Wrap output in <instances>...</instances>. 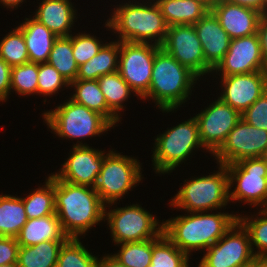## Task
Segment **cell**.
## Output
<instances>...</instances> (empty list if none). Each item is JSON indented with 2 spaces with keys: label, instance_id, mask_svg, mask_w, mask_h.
I'll list each match as a JSON object with an SVG mask.
<instances>
[{
  "label": "cell",
  "instance_id": "obj_48",
  "mask_svg": "<svg viewBox=\"0 0 267 267\" xmlns=\"http://www.w3.org/2000/svg\"><path fill=\"white\" fill-rule=\"evenodd\" d=\"M201 2L203 5H205L209 10L213 8V6L219 1V0H197Z\"/></svg>",
  "mask_w": 267,
  "mask_h": 267
},
{
  "label": "cell",
  "instance_id": "obj_9",
  "mask_svg": "<svg viewBox=\"0 0 267 267\" xmlns=\"http://www.w3.org/2000/svg\"><path fill=\"white\" fill-rule=\"evenodd\" d=\"M229 182V201L261 205L267 209V164L261 157L245 158L226 165ZM236 182L233 191L231 185Z\"/></svg>",
  "mask_w": 267,
  "mask_h": 267
},
{
  "label": "cell",
  "instance_id": "obj_49",
  "mask_svg": "<svg viewBox=\"0 0 267 267\" xmlns=\"http://www.w3.org/2000/svg\"><path fill=\"white\" fill-rule=\"evenodd\" d=\"M0 267H18L17 263L2 264Z\"/></svg>",
  "mask_w": 267,
  "mask_h": 267
},
{
  "label": "cell",
  "instance_id": "obj_38",
  "mask_svg": "<svg viewBox=\"0 0 267 267\" xmlns=\"http://www.w3.org/2000/svg\"><path fill=\"white\" fill-rule=\"evenodd\" d=\"M72 53L78 66L95 56L104 44L90 34H71Z\"/></svg>",
  "mask_w": 267,
  "mask_h": 267
},
{
  "label": "cell",
  "instance_id": "obj_12",
  "mask_svg": "<svg viewBox=\"0 0 267 267\" xmlns=\"http://www.w3.org/2000/svg\"><path fill=\"white\" fill-rule=\"evenodd\" d=\"M206 251L198 267H245L257 257L247 230L238 220Z\"/></svg>",
  "mask_w": 267,
  "mask_h": 267
},
{
  "label": "cell",
  "instance_id": "obj_31",
  "mask_svg": "<svg viewBox=\"0 0 267 267\" xmlns=\"http://www.w3.org/2000/svg\"><path fill=\"white\" fill-rule=\"evenodd\" d=\"M189 256L163 233L152 239V258L149 267H189Z\"/></svg>",
  "mask_w": 267,
  "mask_h": 267
},
{
  "label": "cell",
  "instance_id": "obj_15",
  "mask_svg": "<svg viewBox=\"0 0 267 267\" xmlns=\"http://www.w3.org/2000/svg\"><path fill=\"white\" fill-rule=\"evenodd\" d=\"M202 148L214 154L225 142L229 132L242 119L241 113L220 98L195 116Z\"/></svg>",
  "mask_w": 267,
  "mask_h": 267
},
{
  "label": "cell",
  "instance_id": "obj_14",
  "mask_svg": "<svg viewBox=\"0 0 267 267\" xmlns=\"http://www.w3.org/2000/svg\"><path fill=\"white\" fill-rule=\"evenodd\" d=\"M266 148L267 131L241 119L213 155L219 164L229 165L245 158L261 157Z\"/></svg>",
  "mask_w": 267,
  "mask_h": 267
},
{
  "label": "cell",
  "instance_id": "obj_47",
  "mask_svg": "<svg viewBox=\"0 0 267 267\" xmlns=\"http://www.w3.org/2000/svg\"><path fill=\"white\" fill-rule=\"evenodd\" d=\"M23 0H0V3L7 6V8H14L18 7L19 4H21Z\"/></svg>",
  "mask_w": 267,
  "mask_h": 267
},
{
  "label": "cell",
  "instance_id": "obj_10",
  "mask_svg": "<svg viewBox=\"0 0 267 267\" xmlns=\"http://www.w3.org/2000/svg\"><path fill=\"white\" fill-rule=\"evenodd\" d=\"M106 211L116 245L154 239L163 233V224L159 225L156 218L138 204Z\"/></svg>",
  "mask_w": 267,
  "mask_h": 267
},
{
  "label": "cell",
  "instance_id": "obj_8",
  "mask_svg": "<svg viewBox=\"0 0 267 267\" xmlns=\"http://www.w3.org/2000/svg\"><path fill=\"white\" fill-rule=\"evenodd\" d=\"M140 169L137 159L110 150L104 155L94 189L104 203L111 205L141 181Z\"/></svg>",
  "mask_w": 267,
  "mask_h": 267
},
{
  "label": "cell",
  "instance_id": "obj_24",
  "mask_svg": "<svg viewBox=\"0 0 267 267\" xmlns=\"http://www.w3.org/2000/svg\"><path fill=\"white\" fill-rule=\"evenodd\" d=\"M168 26L194 25L209 9L197 0H156Z\"/></svg>",
  "mask_w": 267,
  "mask_h": 267
},
{
  "label": "cell",
  "instance_id": "obj_33",
  "mask_svg": "<svg viewBox=\"0 0 267 267\" xmlns=\"http://www.w3.org/2000/svg\"><path fill=\"white\" fill-rule=\"evenodd\" d=\"M98 259L83 246L79 238H69L60 249L57 263L61 267H98Z\"/></svg>",
  "mask_w": 267,
  "mask_h": 267
},
{
  "label": "cell",
  "instance_id": "obj_2",
  "mask_svg": "<svg viewBox=\"0 0 267 267\" xmlns=\"http://www.w3.org/2000/svg\"><path fill=\"white\" fill-rule=\"evenodd\" d=\"M237 220L234 214L190 212L162 222L163 234L189 256L193 250H206L215 244Z\"/></svg>",
  "mask_w": 267,
  "mask_h": 267
},
{
  "label": "cell",
  "instance_id": "obj_5",
  "mask_svg": "<svg viewBox=\"0 0 267 267\" xmlns=\"http://www.w3.org/2000/svg\"><path fill=\"white\" fill-rule=\"evenodd\" d=\"M219 170L212 175L192 178L172 199L170 205L190 212H207L220 209L229 202V182L226 165L218 164Z\"/></svg>",
  "mask_w": 267,
  "mask_h": 267
},
{
  "label": "cell",
  "instance_id": "obj_29",
  "mask_svg": "<svg viewBox=\"0 0 267 267\" xmlns=\"http://www.w3.org/2000/svg\"><path fill=\"white\" fill-rule=\"evenodd\" d=\"M47 179L44 187L22 198L28 219L56 215L54 174Z\"/></svg>",
  "mask_w": 267,
  "mask_h": 267
},
{
  "label": "cell",
  "instance_id": "obj_18",
  "mask_svg": "<svg viewBox=\"0 0 267 267\" xmlns=\"http://www.w3.org/2000/svg\"><path fill=\"white\" fill-rule=\"evenodd\" d=\"M104 155L101 150L90 148L81 142L80 144L76 143L70 157L63 164L62 170L55 175L67 183L94 188Z\"/></svg>",
  "mask_w": 267,
  "mask_h": 267
},
{
  "label": "cell",
  "instance_id": "obj_19",
  "mask_svg": "<svg viewBox=\"0 0 267 267\" xmlns=\"http://www.w3.org/2000/svg\"><path fill=\"white\" fill-rule=\"evenodd\" d=\"M221 27L232 39L251 36L258 31L261 12L246 6L219 0L211 9Z\"/></svg>",
  "mask_w": 267,
  "mask_h": 267
},
{
  "label": "cell",
  "instance_id": "obj_50",
  "mask_svg": "<svg viewBox=\"0 0 267 267\" xmlns=\"http://www.w3.org/2000/svg\"><path fill=\"white\" fill-rule=\"evenodd\" d=\"M261 158L264 160V162L267 164V148L265 149L263 155L261 156Z\"/></svg>",
  "mask_w": 267,
  "mask_h": 267
},
{
  "label": "cell",
  "instance_id": "obj_45",
  "mask_svg": "<svg viewBox=\"0 0 267 267\" xmlns=\"http://www.w3.org/2000/svg\"><path fill=\"white\" fill-rule=\"evenodd\" d=\"M98 267H125V266L119 263L112 256L107 255V256H104L101 260H99Z\"/></svg>",
  "mask_w": 267,
  "mask_h": 267
},
{
  "label": "cell",
  "instance_id": "obj_1",
  "mask_svg": "<svg viewBox=\"0 0 267 267\" xmlns=\"http://www.w3.org/2000/svg\"><path fill=\"white\" fill-rule=\"evenodd\" d=\"M55 211L68 238L78 239L101 220H105L104 203L93 187L74 185L54 174Z\"/></svg>",
  "mask_w": 267,
  "mask_h": 267
},
{
  "label": "cell",
  "instance_id": "obj_28",
  "mask_svg": "<svg viewBox=\"0 0 267 267\" xmlns=\"http://www.w3.org/2000/svg\"><path fill=\"white\" fill-rule=\"evenodd\" d=\"M27 221L22 198L0 195V236L16 238Z\"/></svg>",
  "mask_w": 267,
  "mask_h": 267
},
{
  "label": "cell",
  "instance_id": "obj_42",
  "mask_svg": "<svg viewBox=\"0 0 267 267\" xmlns=\"http://www.w3.org/2000/svg\"><path fill=\"white\" fill-rule=\"evenodd\" d=\"M11 66L0 58V101L7 100L11 92Z\"/></svg>",
  "mask_w": 267,
  "mask_h": 267
},
{
  "label": "cell",
  "instance_id": "obj_43",
  "mask_svg": "<svg viewBox=\"0 0 267 267\" xmlns=\"http://www.w3.org/2000/svg\"><path fill=\"white\" fill-rule=\"evenodd\" d=\"M257 33L260 39L264 65L267 68V14L261 16Z\"/></svg>",
  "mask_w": 267,
  "mask_h": 267
},
{
  "label": "cell",
  "instance_id": "obj_13",
  "mask_svg": "<svg viewBox=\"0 0 267 267\" xmlns=\"http://www.w3.org/2000/svg\"><path fill=\"white\" fill-rule=\"evenodd\" d=\"M161 48L198 78L213 71V68L205 61L202 44L194 25L169 26Z\"/></svg>",
  "mask_w": 267,
  "mask_h": 267
},
{
  "label": "cell",
  "instance_id": "obj_36",
  "mask_svg": "<svg viewBox=\"0 0 267 267\" xmlns=\"http://www.w3.org/2000/svg\"><path fill=\"white\" fill-rule=\"evenodd\" d=\"M39 64L28 62L11 68V89L20 95L38 93Z\"/></svg>",
  "mask_w": 267,
  "mask_h": 267
},
{
  "label": "cell",
  "instance_id": "obj_25",
  "mask_svg": "<svg viewBox=\"0 0 267 267\" xmlns=\"http://www.w3.org/2000/svg\"><path fill=\"white\" fill-rule=\"evenodd\" d=\"M120 41L104 44L98 53L78 67L77 80H98L102 75L118 71Z\"/></svg>",
  "mask_w": 267,
  "mask_h": 267
},
{
  "label": "cell",
  "instance_id": "obj_40",
  "mask_svg": "<svg viewBox=\"0 0 267 267\" xmlns=\"http://www.w3.org/2000/svg\"><path fill=\"white\" fill-rule=\"evenodd\" d=\"M241 117L246 123L267 131V92L245 110Z\"/></svg>",
  "mask_w": 267,
  "mask_h": 267
},
{
  "label": "cell",
  "instance_id": "obj_51",
  "mask_svg": "<svg viewBox=\"0 0 267 267\" xmlns=\"http://www.w3.org/2000/svg\"><path fill=\"white\" fill-rule=\"evenodd\" d=\"M264 14H267V0H264Z\"/></svg>",
  "mask_w": 267,
  "mask_h": 267
},
{
  "label": "cell",
  "instance_id": "obj_35",
  "mask_svg": "<svg viewBox=\"0 0 267 267\" xmlns=\"http://www.w3.org/2000/svg\"><path fill=\"white\" fill-rule=\"evenodd\" d=\"M0 58L11 67L30 62L23 32L19 27L8 33L0 42Z\"/></svg>",
  "mask_w": 267,
  "mask_h": 267
},
{
  "label": "cell",
  "instance_id": "obj_22",
  "mask_svg": "<svg viewBox=\"0 0 267 267\" xmlns=\"http://www.w3.org/2000/svg\"><path fill=\"white\" fill-rule=\"evenodd\" d=\"M18 27L23 32L29 61L38 64L47 63L53 44L58 37L34 17L26 18V21Z\"/></svg>",
  "mask_w": 267,
  "mask_h": 267
},
{
  "label": "cell",
  "instance_id": "obj_3",
  "mask_svg": "<svg viewBox=\"0 0 267 267\" xmlns=\"http://www.w3.org/2000/svg\"><path fill=\"white\" fill-rule=\"evenodd\" d=\"M198 79L187 67L160 48L155 54L150 87L143 99L152 98L162 111L171 112L186 102L194 87L192 85Z\"/></svg>",
  "mask_w": 267,
  "mask_h": 267
},
{
  "label": "cell",
  "instance_id": "obj_21",
  "mask_svg": "<svg viewBox=\"0 0 267 267\" xmlns=\"http://www.w3.org/2000/svg\"><path fill=\"white\" fill-rule=\"evenodd\" d=\"M73 8L69 0H43L34 18L57 37H67L76 18Z\"/></svg>",
  "mask_w": 267,
  "mask_h": 267
},
{
  "label": "cell",
  "instance_id": "obj_30",
  "mask_svg": "<svg viewBox=\"0 0 267 267\" xmlns=\"http://www.w3.org/2000/svg\"><path fill=\"white\" fill-rule=\"evenodd\" d=\"M47 63L53 66L69 83L76 80L79 66L72 53L71 35L58 37L55 40Z\"/></svg>",
  "mask_w": 267,
  "mask_h": 267
},
{
  "label": "cell",
  "instance_id": "obj_27",
  "mask_svg": "<svg viewBox=\"0 0 267 267\" xmlns=\"http://www.w3.org/2000/svg\"><path fill=\"white\" fill-rule=\"evenodd\" d=\"M66 241L52 240L34 246H20L18 267H52L57 264L60 249Z\"/></svg>",
  "mask_w": 267,
  "mask_h": 267
},
{
  "label": "cell",
  "instance_id": "obj_32",
  "mask_svg": "<svg viewBox=\"0 0 267 267\" xmlns=\"http://www.w3.org/2000/svg\"><path fill=\"white\" fill-rule=\"evenodd\" d=\"M97 81L105 97L108 108L119 117L118 113L123 109L122 103H124L131 92H133L130 86L125 82L118 71L102 75Z\"/></svg>",
  "mask_w": 267,
  "mask_h": 267
},
{
  "label": "cell",
  "instance_id": "obj_23",
  "mask_svg": "<svg viewBox=\"0 0 267 267\" xmlns=\"http://www.w3.org/2000/svg\"><path fill=\"white\" fill-rule=\"evenodd\" d=\"M20 246H34L44 241L68 240L56 215L28 219L16 237Z\"/></svg>",
  "mask_w": 267,
  "mask_h": 267
},
{
  "label": "cell",
  "instance_id": "obj_7",
  "mask_svg": "<svg viewBox=\"0 0 267 267\" xmlns=\"http://www.w3.org/2000/svg\"><path fill=\"white\" fill-rule=\"evenodd\" d=\"M153 165L157 173H169L195 148L202 147L195 117L168 129L155 139Z\"/></svg>",
  "mask_w": 267,
  "mask_h": 267
},
{
  "label": "cell",
  "instance_id": "obj_37",
  "mask_svg": "<svg viewBox=\"0 0 267 267\" xmlns=\"http://www.w3.org/2000/svg\"><path fill=\"white\" fill-rule=\"evenodd\" d=\"M260 215L261 217L254 219L246 216L243 218L238 215V222L247 230L252 250L254 251L253 245L259 250L255 251V255L257 257H265L267 256V209L259 212Z\"/></svg>",
  "mask_w": 267,
  "mask_h": 267
},
{
  "label": "cell",
  "instance_id": "obj_4",
  "mask_svg": "<svg viewBox=\"0 0 267 267\" xmlns=\"http://www.w3.org/2000/svg\"><path fill=\"white\" fill-rule=\"evenodd\" d=\"M105 26L118 32L120 41L150 43L151 40L152 43L155 40L158 46L164 42L169 27L156 2L120 5Z\"/></svg>",
  "mask_w": 267,
  "mask_h": 267
},
{
  "label": "cell",
  "instance_id": "obj_52",
  "mask_svg": "<svg viewBox=\"0 0 267 267\" xmlns=\"http://www.w3.org/2000/svg\"><path fill=\"white\" fill-rule=\"evenodd\" d=\"M52 267H61L58 263L53 265Z\"/></svg>",
  "mask_w": 267,
  "mask_h": 267
},
{
  "label": "cell",
  "instance_id": "obj_11",
  "mask_svg": "<svg viewBox=\"0 0 267 267\" xmlns=\"http://www.w3.org/2000/svg\"><path fill=\"white\" fill-rule=\"evenodd\" d=\"M160 48L154 43L120 41L118 72L141 99L148 93L155 54Z\"/></svg>",
  "mask_w": 267,
  "mask_h": 267
},
{
  "label": "cell",
  "instance_id": "obj_44",
  "mask_svg": "<svg viewBox=\"0 0 267 267\" xmlns=\"http://www.w3.org/2000/svg\"><path fill=\"white\" fill-rule=\"evenodd\" d=\"M227 2L253 8L264 14V0H225Z\"/></svg>",
  "mask_w": 267,
  "mask_h": 267
},
{
  "label": "cell",
  "instance_id": "obj_16",
  "mask_svg": "<svg viewBox=\"0 0 267 267\" xmlns=\"http://www.w3.org/2000/svg\"><path fill=\"white\" fill-rule=\"evenodd\" d=\"M213 71H221V76L267 71L258 33L232 39L227 53Z\"/></svg>",
  "mask_w": 267,
  "mask_h": 267
},
{
  "label": "cell",
  "instance_id": "obj_39",
  "mask_svg": "<svg viewBox=\"0 0 267 267\" xmlns=\"http://www.w3.org/2000/svg\"><path fill=\"white\" fill-rule=\"evenodd\" d=\"M69 87L70 83L50 64L40 63L38 72V94H55L61 86Z\"/></svg>",
  "mask_w": 267,
  "mask_h": 267
},
{
  "label": "cell",
  "instance_id": "obj_20",
  "mask_svg": "<svg viewBox=\"0 0 267 267\" xmlns=\"http://www.w3.org/2000/svg\"><path fill=\"white\" fill-rule=\"evenodd\" d=\"M194 28L202 44L205 61L214 69L227 53L231 38L211 10L194 24Z\"/></svg>",
  "mask_w": 267,
  "mask_h": 267
},
{
  "label": "cell",
  "instance_id": "obj_26",
  "mask_svg": "<svg viewBox=\"0 0 267 267\" xmlns=\"http://www.w3.org/2000/svg\"><path fill=\"white\" fill-rule=\"evenodd\" d=\"M75 87V94L70 98L74 102L84 105L89 110L103 115L112 125L120 120L107 106V102L97 80H74L70 83Z\"/></svg>",
  "mask_w": 267,
  "mask_h": 267
},
{
  "label": "cell",
  "instance_id": "obj_34",
  "mask_svg": "<svg viewBox=\"0 0 267 267\" xmlns=\"http://www.w3.org/2000/svg\"><path fill=\"white\" fill-rule=\"evenodd\" d=\"M121 250L111 255L125 267H149L152 258V239L122 243Z\"/></svg>",
  "mask_w": 267,
  "mask_h": 267
},
{
  "label": "cell",
  "instance_id": "obj_41",
  "mask_svg": "<svg viewBox=\"0 0 267 267\" xmlns=\"http://www.w3.org/2000/svg\"><path fill=\"white\" fill-rule=\"evenodd\" d=\"M19 247L16 238L0 236V265L17 263Z\"/></svg>",
  "mask_w": 267,
  "mask_h": 267
},
{
  "label": "cell",
  "instance_id": "obj_17",
  "mask_svg": "<svg viewBox=\"0 0 267 267\" xmlns=\"http://www.w3.org/2000/svg\"><path fill=\"white\" fill-rule=\"evenodd\" d=\"M224 88L219 97L241 114L267 92V71L222 76Z\"/></svg>",
  "mask_w": 267,
  "mask_h": 267
},
{
  "label": "cell",
  "instance_id": "obj_46",
  "mask_svg": "<svg viewBox=\"0 0 267 267\" xmlns=\"http://www.w3.org/2000/svg\"><path fill=\"white\" fill-rule=\"evenodd\" d=\"M249 267H267V260L264 257H256Z\"/></svg>",
  "mask_w": 267,
  "mask_h": 267
},
{
  "label": "cell",
  "instance_id": "obj_6",
  "mask_svg": "<svg viewBox=\"0 0 267 267\" xmlns=\"http://www.w3.org/2000/svg\"><path fill=\"white\" fill-rule=\"evenodd\" d=\"M43 117L48 127L62 138L99 136L114 127L103 115L71 99L57 106L55 110L45 112Z\"/></svg>",
  "mask_w": 267,
  "mask_h": 267
}]
</instances>
